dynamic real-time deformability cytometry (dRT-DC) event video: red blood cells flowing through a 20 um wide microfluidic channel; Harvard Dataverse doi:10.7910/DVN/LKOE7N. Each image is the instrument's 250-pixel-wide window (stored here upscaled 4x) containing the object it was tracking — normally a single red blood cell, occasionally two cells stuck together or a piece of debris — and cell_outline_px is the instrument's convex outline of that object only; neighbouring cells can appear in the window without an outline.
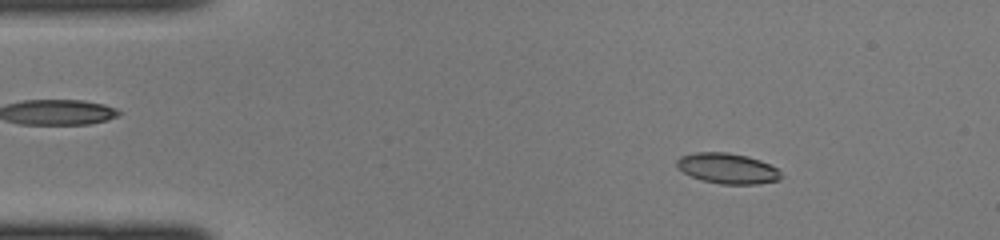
{"species": "common noctule bat (a hibernating species)", "species_latin": "Nyctalus noctula", "temperature_condition": "cold", "stored_images_in_passage": 32, "camera_frame_rate_fps": 3000, "um_per_image_px": 0.085, "animal": {"sex": "female", "body_mass_g": 22.0, "forearm_length_mm": 56.7}, "frame": {"image": 1, "passage_image": 6, "time_ms": 1.667, "image_size_px": [1000, 240], "cell_outline_px": [[780, 180], [756, 184], [720, 184], [704, 180], [692, 176], [676, 168], [676, 160], [680, 156], [696, 152], [728, 152], [748, 156], [760, 160], [776, 168], [780, 172]], "centroid_in_image_um": [61.81, 14.3], "position_along_channel_um": 23.2, "area_um2": 18.44}}
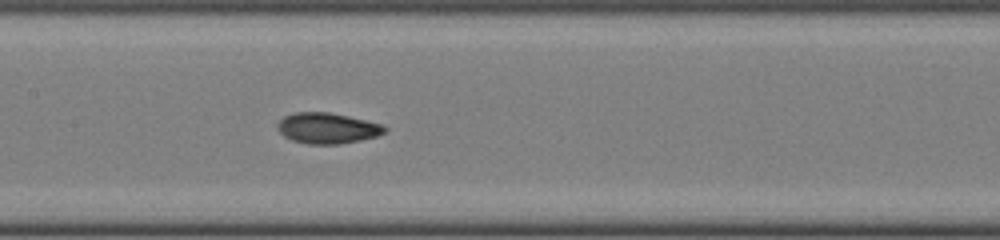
{"frame": {"image": 2, "passage_image": 21, "time_ms": 6.667, "image_size_px": [1000, 240], "cell_outline_px": [[388, 128], [384, 132], [376, 136], [360, 140], [340, 144], [308, 144], [292, 140], [284, 136], [280, 132], [276, 124], [284, 116], [296, 112], [328, 112], [348, 116], [384, 124]], "centroid_in_image_um": [27.83, 10.89], "position_along_channel_um": 179.6, "area_um2": 19.19}}
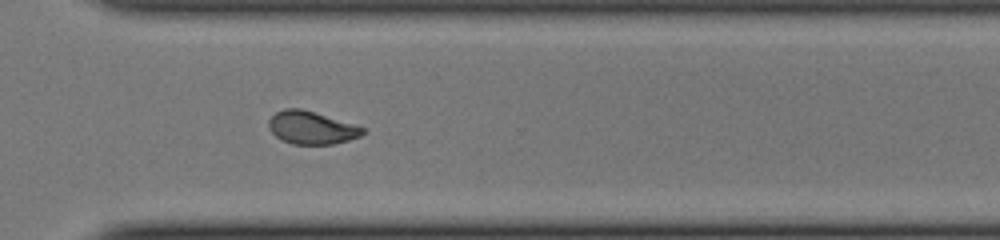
{"frame": {"image": 3, "passage_image": 32, "time_ms": 10.333, "image_size_px": [1000, 240], "cell_outline_px": [[364, 132], [360, 136], [348, 140], [332, 144], [292, 144], [280, 140], [268, 128], [268, 120], [276, 112], [284, 108], [300, 108], [364, 128]], "centroid_in_image_um": [26.4, 10.86], "position_along_channel_um": 344.2, "area_um2": 17.69}}